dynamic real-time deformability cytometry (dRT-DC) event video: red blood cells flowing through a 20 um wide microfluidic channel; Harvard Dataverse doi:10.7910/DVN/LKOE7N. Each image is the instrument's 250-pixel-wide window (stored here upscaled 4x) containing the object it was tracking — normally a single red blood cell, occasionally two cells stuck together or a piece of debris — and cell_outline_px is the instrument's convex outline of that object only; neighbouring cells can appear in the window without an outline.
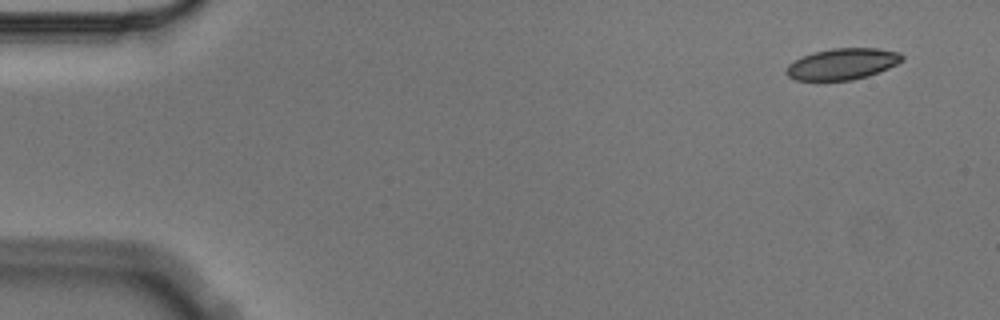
{"species": "Egyptian fruit bat (a non-hibernating species)", "species_latin": "Rousettus aegyptiacus", "temperature_condition": "cold", "stored_images_in_passage": 4, "camera_frame_rate_fps": 3000, "um_per_image_px": 0.085, "animal": {"sex": "male"}, "frame": {"image": 1, "passage_image": 1, "time_ms": 0.0, "image_size_px": [1000, 320], "cell_outline_px": [[904, 60], [888, 68], [868, 76], [852, 80], [796, 80], [788, 76], [784, 72], [788, 64], [812, 52], [832, 48], [876, 48], [900, 52], [904, 56]], "centroid_in_image_um": [71.61, 5.43], "position_along_channel_um": 13.4, "area_um2": 21.1}}
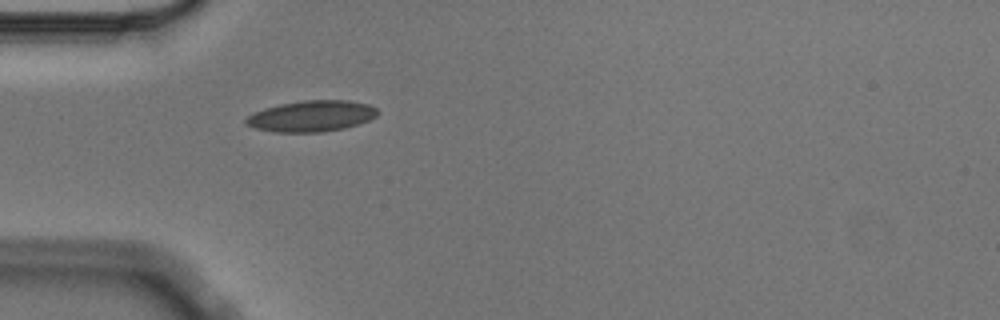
{"frame": {"image": 2, "passage_image": 4, "time_ms": 1.0, "image_size_px": [1000, 320], "cell_outline_px": [[376, 116], [368, 120], [344, 128], [320, 132], [272, 132], [256, 128], [244, 124], [244, 120], [252, 112], [264, 108], [280, 104], [304, 100], [348, 100], [368, 104], [376, 108]], "centroid_in_image_um": [26.41, 9.86], "position_along_channel_um": 58.6, "area_um2": 23.76}}